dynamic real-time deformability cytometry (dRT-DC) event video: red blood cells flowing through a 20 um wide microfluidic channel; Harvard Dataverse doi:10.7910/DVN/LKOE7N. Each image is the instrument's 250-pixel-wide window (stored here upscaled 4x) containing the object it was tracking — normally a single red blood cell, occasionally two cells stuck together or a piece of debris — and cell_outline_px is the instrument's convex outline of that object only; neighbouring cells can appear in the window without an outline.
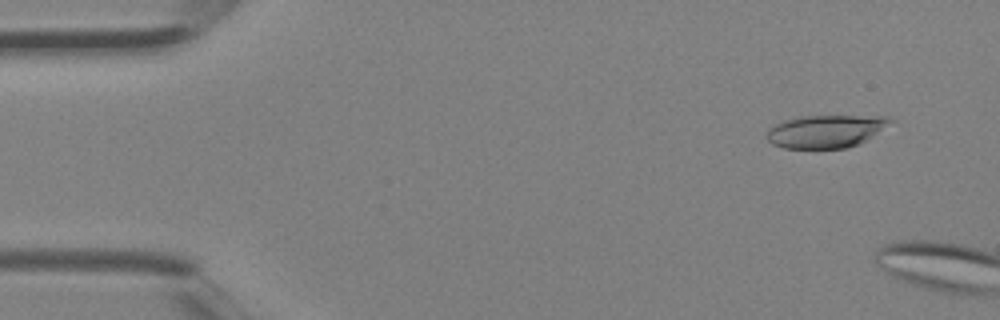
{"species": "Egyptian fruit bat (a non-hibernating species)", "species_latin": "Rousettus aegyptiacus", "temperature_condition": "room temperature", "stored_images_in_passage": 2, "camera_frame_rate_fps": 3000, "um_per_image_px": 0.085, "animal": {"sex": "female"}, "frame": {"image": 1, "passage_image": 1, "time_ms": 0.0, "image_size_px": [1000, 320], "cell_outline_px": [[896, 120], [860, 144], [848, 148], [784, 148], [772, 144], [764, 136], [768, 128], [784, 120], [800, 116], [888, 116]], "centroid_in_image_um": [70.19, 11.16], "position_along_channel_um": 14.8, "area_um2": 23.81}}